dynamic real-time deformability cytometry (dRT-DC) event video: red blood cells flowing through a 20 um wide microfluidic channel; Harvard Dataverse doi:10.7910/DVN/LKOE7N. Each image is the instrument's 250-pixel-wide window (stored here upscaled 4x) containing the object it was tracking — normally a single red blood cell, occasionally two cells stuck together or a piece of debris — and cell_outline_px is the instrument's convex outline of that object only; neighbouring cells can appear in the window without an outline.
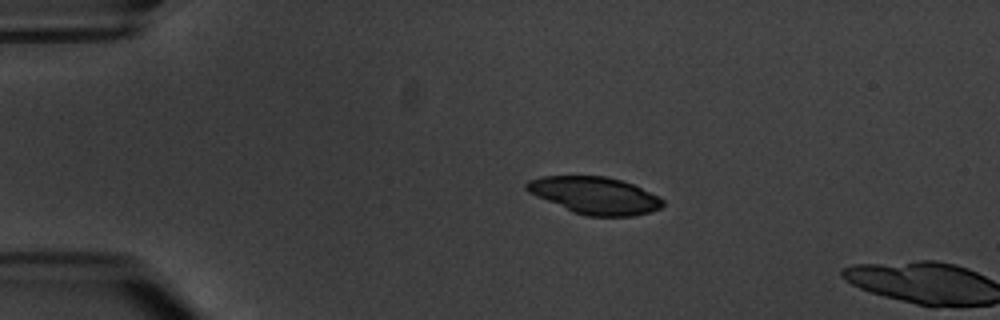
{"species": "common noctule bat (a hibernating species)", "species_latin": "Nyctalus noctula", "temperature_condition": "warm", "stored_images_in_passage": 3, "camera_frame_rate_fps": 3000, "um_per_image_px": 0.085, "animal": {"sex": "male", "body_mass_g": 20.1, "forearm_length_mm": 53.5}, "frame": {"image": 1, "passage_image": 2, "time_ms": 1.0, "image_size_px": [1000, 320], "cell_outline_px": [[664, 204], [660, 208], [652, 212], [632, 216], [588, 216], [572, 212], [536, 196], [528, 192], [524, 188], [524, 184], [528, 180], [540, 176], [604, 176], [620, 180], [632, 184], [664, 200]], "centroid_in_image_um": [50.51, 16.61], "position_along_channel_um": 34.5, "area_um2": 29.36}}